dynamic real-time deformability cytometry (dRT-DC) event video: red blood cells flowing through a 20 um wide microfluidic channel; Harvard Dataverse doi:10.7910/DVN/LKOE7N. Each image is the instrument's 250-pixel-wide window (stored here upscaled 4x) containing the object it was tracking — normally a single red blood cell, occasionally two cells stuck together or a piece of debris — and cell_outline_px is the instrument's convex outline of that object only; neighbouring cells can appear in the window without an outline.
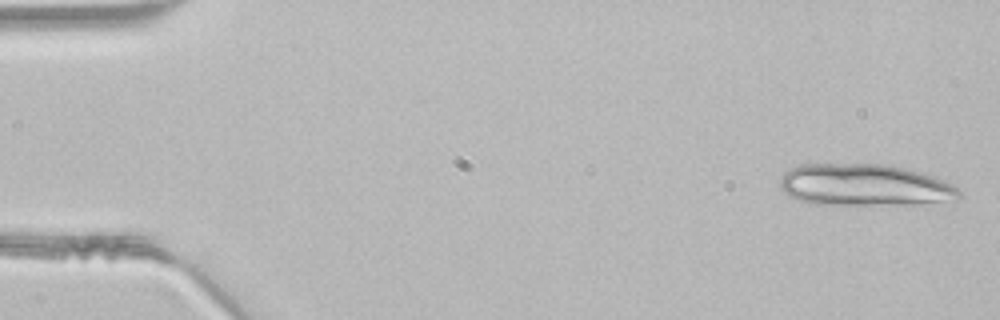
{"species": "common noctule bat (a hibernating species)", "species_latin": "Nyctalus noctula", "temperature_condition": "room temperature", "stored_images_in_passage": 12, "camera_frame_rate_fps": 3000, "um_per_image_px": 0.085, "animal": {"sex": "male", "body_mass_g": 21.5, "forearm_length_mm": 52.0}, "frame": {"image": 1, "passage_image": 1, "time_ms": 0.0, "image_size_px": [1000, 320], "cell_outline_px": [[964, 196], [920, 204], [808, 204], [788, 196], [780, 188], [780, 176], [788, 168], [800, 164], [884, 164], [904, 168], [936, 176], [952, 184]], "centroid_in_image_um": [73.41, 15.72], "position_along_channel_um": 11.6, "area_um2": 43.75}}